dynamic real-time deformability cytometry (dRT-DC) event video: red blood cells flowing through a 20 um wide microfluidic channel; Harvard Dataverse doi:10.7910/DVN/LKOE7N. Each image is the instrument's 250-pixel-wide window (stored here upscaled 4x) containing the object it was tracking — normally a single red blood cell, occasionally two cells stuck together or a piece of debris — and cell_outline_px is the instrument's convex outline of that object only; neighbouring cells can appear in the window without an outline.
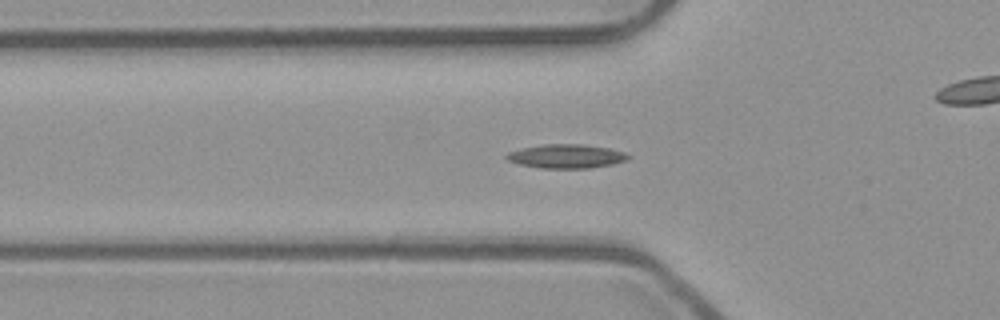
{"species": "common noctule bat (a hibernating species)", "species_latin": "Nyctalus noctula", "temperature_condition": "room temperature", "stored_images_in_passage": 53, "camera_frame_rate_fps": 3000, "um_per_image_px": 0.085, "animal": {"sex": "male", "body_mass_g": 23.1, "forearm_length_mm": 52.7}, "frame": {"image": 1, "passage_image": 18, "time_ms": 5.667, "image_size_px": [1000, 320], "cell_outline_px": [[632, 156], [628, 160], [612, 164], [588, 168], [540, 168], [520, 164], [508, 160], [504, 156], [508, 152], [524, 148], [544, 144], [584, 144], [608, 148], [624, 152]], "centroid_in_image_um": [48.16, 13.28], "position_along_channel_um": 77.6, "area_um2": 16.88}}
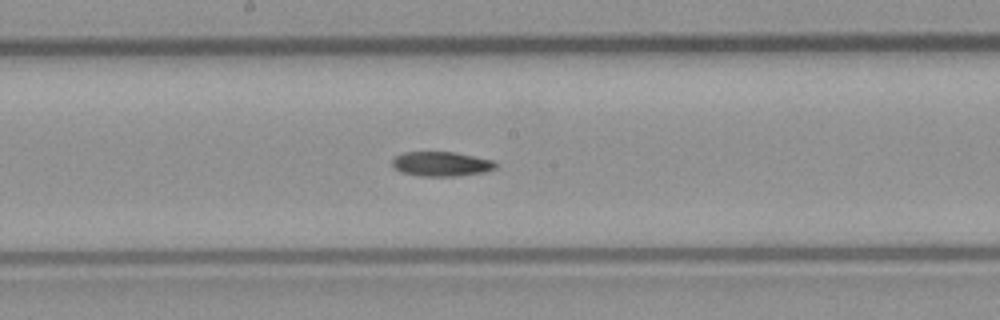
{"frame": {"image": 2, "passage_image": 28, "time_ms": 9.0, "image_size_px": [1000, 320], "cell_outline_px": [[496, 168], [484, 172], [456, 176], [420, 176], [400, 172], [392, 164], [392, 160], [396, 156], [404, 152], [456, 152], [496, 160]], "centroid_in_image_um": [37.55, 13.93], "position_along_channel_um": 210.7, "area_um2": 14.91}}
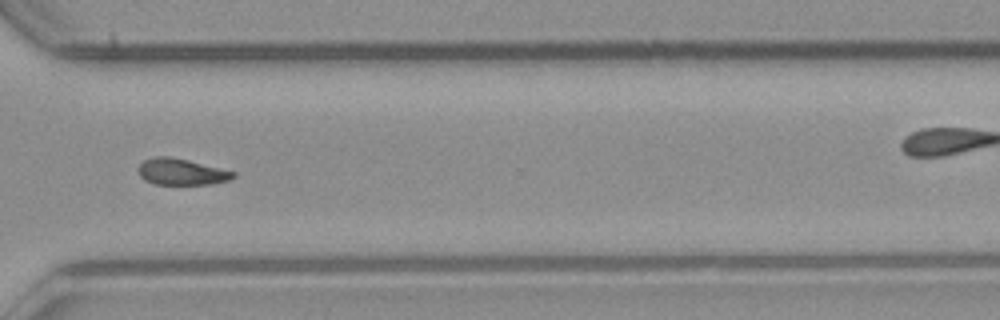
{"frame": {"image": 3, "passage_image": 39, "time_ms": 12.667, "image_size_px": [1000, 320], "cell_outline_px": [[236, 176], [228, 180], [212, 184], [156, 184], [144, 180], [140, 176], [136, 168], [144, 160], [152, 156], [168, 156], [188, 160], [236, 172]], "centroid_in_image_um": [15.39, 14.6], "position_along_channel_um": 355.2, "area_um2": 14.62}, "authors_computed_cell_mechanics": {"area_um2": 14.9702, "velocity_mm_per_s": 3.9493, "shape_relaxation_time_tau1_ms": null, "shape_relaxation_time_tau2_ms": 8.2335, "deformation_change_tau1": null, "deformation_change_tau2": 0.1428}}